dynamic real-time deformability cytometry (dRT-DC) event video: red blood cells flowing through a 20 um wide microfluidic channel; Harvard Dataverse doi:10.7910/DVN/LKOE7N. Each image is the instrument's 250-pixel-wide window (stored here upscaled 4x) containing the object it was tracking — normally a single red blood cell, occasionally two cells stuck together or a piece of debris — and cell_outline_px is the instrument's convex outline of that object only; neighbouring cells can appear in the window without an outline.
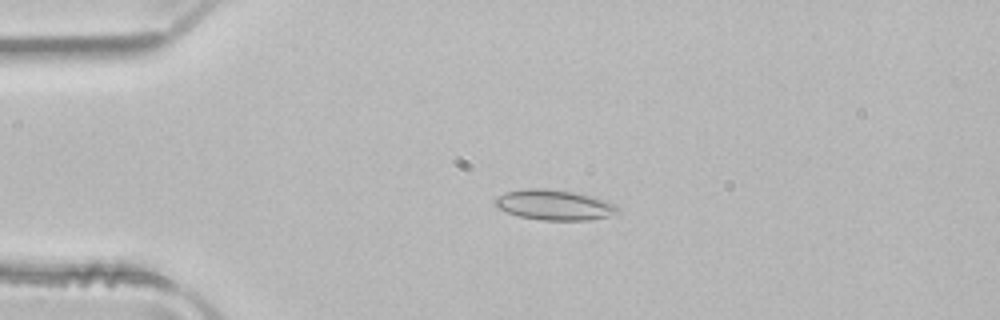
{"species": "common noctule bat (a hibernating species)", "species_latin": "Nyctalus noctula", "temperature_condition": "room temperature", "stored_images_in_passage": 51, "camera_frame_rate_fps": 3000, "um_per_image_px": 0.085, "animal": {"sex": "male", "body_mass_g": 21.5, "forearm_length_mm": 52.0}, "frame": {"image": 1, "passage_image": 12, "time_ms": 3.667, "image_size_px": [1000, 320], "cell_outline_px": [[620, 212], [608, 216], [588, 220], [544, 220], [520, 216], [508, 212], [500, 208], [496, 204], [496, 196], [504, 192], [528, 188], [544, 188], [576, 192], [592, 196], [616, 204], [620, 208]], "centroid_in_image_um": [47.16, 17.41], "position_along_channel_um": 37.8, "area_um2": 21.56}}
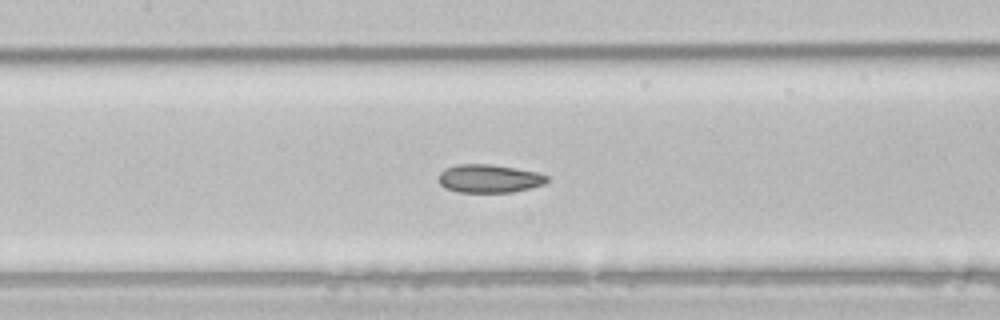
{"frame": {"image": 2, "passage_image": 24, "time_ms": 7.667, "image_size_px": [1000, 320], "cell_outline_px": [[548, 180], [544, 184], [512, 192], [460, 192], [444, 188], [440, 184], [440, 172], [444, 168], [456, 164], [492, 164], [540, 172], [548, 176]], "centroid_in_image_um": [41.58, 15.16], "position_along_channel_um": 165.8, "area_um2": 17.92}}
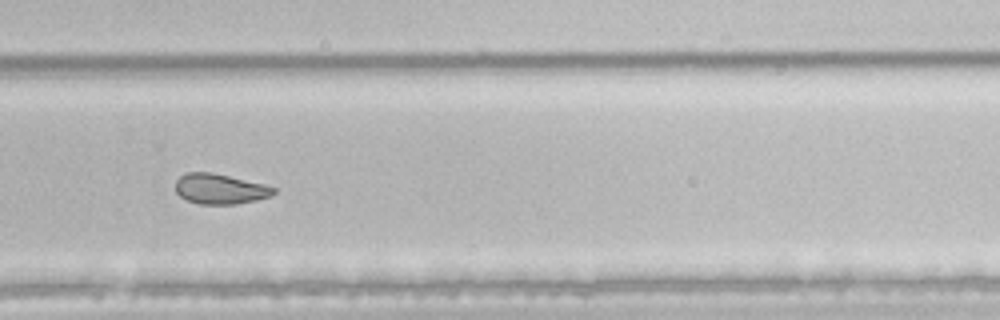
{"frame": {"image": 3, "passage_image": 35, "time_ms": 11.333, "image_size_px": [1000, 320], "cell_outline_px": [[276, 192], [272, 196], [256, 200], [236, 204], [200, 204], [188, 200], [180, 196], [176, 192], [176, 180], [180, 176], [188, 172], [212, 172], [264, 184], [276, 188]], "centroid_in_image_um": [18.72, 16.06], "position_along_channel_um": 311.1, "area_um2": 17.28}, "authors_computed_cell_mechanics": {"area_um2": 20.3456, "velocity_mm_per_s": 3.9821, "shape_relaxation_time_tau1_ms": 11.1807, "shape_relaxation_time_tau2_ms": 2.5761, "deformation_change_tau1": 0.1833, "deformation_change_tau2": 0.0521}}